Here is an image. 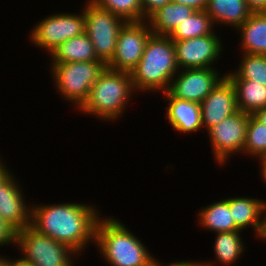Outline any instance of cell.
<instances>
[{
	"instance_id": "cell-22",
	"label": "cell",
	"mask_w": 266,
	"mask_h": 266,
	"mask_svg": "<svg viewBox=\"0 0 266 266\" xmlns=\"http://www.w3.org/2000/svg\"><path fill=\"white\" fill-rule=\"evenodd\" d=\"M234 86L238 110L253 115L266 107V86L250 80H230Z\"/></svg>"
},
{
	"instance_id": "cell-13",
	"label": "cell",
	"mask_w": 266,
	"mask_h": 266,
	"mask_svg": "<svg viewBox=\"0 0 266 266\" xmlns=\"http://www.w3.org/2000/svg\"><path fill=\"white\" fill-rule=\"evenodd\" d=\"M18 185L11 172L0 182V218L16 232L31 225V207Z\"/></svg>"
},
{
	"instance_id": "cell-14",
	"label": "cell",
	"mask_w": 266,
	"mask_h": 266,
	"mask_svg": "<svg viewBox=\"0 0 266 266\" xmlns=\"http://www.w3.org/2000/svg\"><path fill=\"white\" fill-rule=\"evenodd\" d=\"M202 125L207 131L238 111L232 82L225 76L200 104Z\"/></svg>"
},
{
	"instance_id": "cell-3",
	"label": "cell",
	"mask_w": 266,
	"mask_h": 266,
	"mask_svg": "<svg viewBox=\"0 0 266 266\" xmlns=\"http://www.w3.org/2000/svg\"><path fill=\"white\" fill-rule=\"evenodd\" d=\"M95 243L111 266H150L154 258L138 237L114 217L98 219Z\"/></svg>"
},
{
	"instance_id": "cell-23",
	"label": "cell",
	"mask_w": 266,
	"mask_h": 266,
	"mask_svg": "<svg viewBox=\"0 0 266 266\" xmlns=\"http://www.w3.org/2000/svg\"><path fill=\"white\" fill-rule=\"evenodd\" d=\"M213 24L205 10H195L189 18L178 24L169 37L173 41H180L210 35L214 33Z\"/></svg>"
},
{
	"instance_id": "cell-29",
	"label": "cell",
	"mask_w": 266,
	"mask_h": 266,
	"mask_svg": "<svg viewBox=\"0 0 266 266\" xmlns=\"http://www.w3.org/2000/svg\"><path fill=\"white\" fill-rule=\"evenodd\" d=\"M16 231L0 218V247L15 243Z\"/></svg>"
},
{
	"instance_id": "cell-11",
	"label": "cell",
	"mask_w": 266,
	"mask_h": 266,
	"mask_svg": "<svg viewBox=\"0 0 266 266\" xmlns=\"http://www.w3.org/2000/svg\"><path fill=\"white\" fill-rule=\"evenodd\" d=\"M216 68L183 69L173 77L167 92L174 98L201 104L204 98L226 76ZM179 73V74H178Z\"/></svg>"
},
{
	"instance_id": "cell-26",
	"label": "cell",
	"mask_w": 266,
	"mask_h": 266,
	"mask_svg": "<svg viewBox=\"0 0 266 266\" xmlns=\"http://www.w3.org/2000/svg\"><path fill=\"white\" fill-rule=\"evenodd\" d=\"M242 153L261 159L266 156V126L249 115L247 133Z\"/></svg>"
},
{
	"instance_id": "cell-33",
	"label": "cell",
	"mask_w": 266,
	"mask_h": 266,
	"mask_svg": "<svg viewBox=\"0 0 266 266\" xmlns=\"http://www.w3.org/2000/svg\"><path fill=\"white\" fill-rule=\"evenodd\" d=\"M253 116L262 124L266 126V107L256 111Z\"/></svg>"
},
{
	"instance_id": "cell-27",
	"label": "cell",
	"mask_w": 266,
	"mask_h": 266,
	"mask_svg": "<svg viewBox=\"0 0 266 266\" xmlns=\"http://www.w3.org/2000/svg\"><path fill=\"white\" fill-rule=\"evenodd\" d=\"M127 21H143L141 0H90Z\"/></svg>"
},
{
	"instance_id": "cell-21",
	"label": "cell",
	"mask_w": 266,
	"mask_h": 266,
	"mask_svg": "<svg viewBox=\"0 0 266 266\" xmlns=\"http://www.w3.org/2000/svg\"><path fill=\"white\" fill-rule=\"evenodd\" d=\"M198 223L206 230L217 232H232L240 230L229 208V198L214 202L199 212Z\"/></svg>"
},
{
	"instance_id": "cell-20",
	"label": "cell",
	"mask_w": 266,
	"mask_h": 266,
	"mask_svg": "<svg viewBox=\"0 0 266 266\" xmlns=\"http://www.w3.org/2000/svg\"><path fill=\"white\" fill-rule=\"evenodd\" d=\"M51 63L87 62L99 60L95 54L94 46L84 32L73 37L57 47L50 55Z\"/></svg>"
},
{
	"instance_id": "cell-12",
	"label": "cell",
	"mask_w": 266,
	"mask_h": 266,
	"mask_svg": "<svg viewBox=\"0 0 266 266\" xmlns=\"http://www.w3.org/2000/svg\"><path fill=\"white\" fill-rule=\"evenodd\" d=\"M173 42L180 70L213 67L212 63H215L223 50L222 41L215 32L206 36Z\"/></svg>"
},
{
	"instance_id": "cell-37",
	"label": "cell",
	"mask_w": 266,
	"mask_h": 266,
	"mask_svg": "<svg viewBox=\"0 0 266 266\" xmlns=\"http://www.w3.org/2000/svg\"><path fill=\"white\" fill-rule=\"evenodd\" d=\"M10 170L8 171L3 161L0 159V182L9 174Z\"/></svg>"
},
{
	"instance_id": "cell-34",
	"label": "cell",
	"mask_w": 266,
	"mask_h": 266,
	"mask_svg": "<svg viewBox=\"0 0 266 266\" xmlns=\"http://www.w3.org/2000/svg\"><path fill=\"white\" fill-rule=\"evenodd\" d=\"M8 266H32L30 263L25 261L23 258H18L12 260L11 258H8Z\"/></svg>"
},
{
	"instance_id": "cell-10",
	"label": "cell",
	"mask_w": 266,
	"mask_h": 266,
	"mask_svg": "<svg viewBox=\"0 0 266 266\" xmlns=\"http://www.w3.org/2000/svg\"><path fill=\"white\" fill-rule=\"evenodd\" d=\"M249 114L238 110L208 130L214 159L219 165L225 164L230 154L243 151ZM229 157V158H228Z\"/></svg>"
},
{
	"instance_id": "cell-17",
	"label": "cell",
	"mask_w": 266,
	"mask_h": 266,
	"mask_svg": "<svg viewBox=\"0 0 266 266\" xmlns=\"http://www.w3.org/2000/svg\"><path fill=\"white\" fill-rule=\"evenodd\" d=\"M237 32L242 39V53L266 55V12L252 13Z\"/></svg>"
},
{
	"instance_id": "cell-4",
	"label": "cell",
	"mask_w": 266,
	"mask_h": 266,
	"mask_svg": "<svg viewBox=\"0 0 266 266\" xmlns=\"http://www.w3.org/2000/svg\"><path fill=\"white\" fill-rule=\"evenodd\" d=\"M135 92L129 72L105 68L89 90L80 112L96 115L102 120L115 121L121 117Z\"/></svg>"
},
{
	"instance_id": "cell-16",
	"label": "cell",
	"mask_w": 266,
	"mask_h": 266,
	"mask_svg": "<svg viewBox=\"0 0 266 266\" xmlns=\"http://www.w3.org/2000/svg\"><path fill=\"white\" fill-rule=\"evenodd\" d=\"M205 11L215 26L222 23L236 29L252 14L245 0H208Z\"/></svg>"
},
{
	"instance_id": "cell-36",
	"label": "cell",
	"mask_w": 266,
	"mask_h": 266,
	"mask_svg": "<svg viewBox=\"0 0 266 266\" xmlns=\"http://www.w3.org/2000/svg\"><path fill=\"white\" fill-rule=\"evenodd\" d=\"M259 162H260V165L262 166L260 169L261 170L260 174H261V177H263L264 183H266V156L259 159Z\"/></svg>"
},
{
	"instance_id": "cell-32",
	"label": "cell",
	"mask_w": 266,
	"mask_h": 266,
	"mask_svg": "<svg viewBox=\"0 0 266 266\" xmlns=\"http://www.w3.org/2000/svg\"><path fill=\"white\" fill-rule=\"evenodd\" d=\"M172 1L189 7H193L195 10H205L208 2V0H172Z\"/></svg>"
},
{
	"instance_id": "cell-2",
	"label": "cell",
	"mask_w": 266,
	"mask_h": 266,
	"mask_svg": "<svg viewBox=\"0 0 266 266\" xmlns=\"http://www.w3.org/2000/svg\"><path fill=\"white\" fill-rule=\"evenodd\" d=\"M179 70L173 40L169 36L152 33L140 61L130 73L134 90L167 92Z\"/></svg>"
},
{
	"instance_id": "cell-6",
	"label": "cell",
	"mask_w": 266,
	"mask_h": 266,
	"mask_svg": "<svg viewBox=\"0 0 266 266\" xmlns=\"http://www.w3.org/2000/svg\"><path fill=\"white\" fill-rule=\"evenodd\" d=\"M15 245L24 255L21 258L32 266H72L73 257L79 255L69 246L39 233L31 225L16 232Z\"/></svg>"
},
{
	"instance_id": "cell-7",
	"label": "cell",
	"mask_w": 266,
	"mask_h": 266,
	"mask_svg": "<svg viewBox=\"0 0 266 266\" xmlns=\"http://www.w3.org/2000/svg\"><path fill=\"white\" fill-rule=\"evenodd\" d=\"M84 5L85 33L97 58L107 65L113 58L118 33L126 21L90 0Z\"/></svg>"
},
{
	"instance_id": "cell-24",
	"label": "cell",
	"mask_w": 266,
	"mask_h": 266,
	"mask_svg": "<svg viewBox=\"0 0 266 266\" xmlns=\"http://www.w3.org/2000/svg\"><path fill=\"white\" fill-rule=\"evenodd\" d=\"M242 230L232 232H217L214 243L216 259L223 265L230 266L236 262L245 251L244 242L240 237Z\"/></svg>"
},
{
	"instance_id": "cell-39",
	"label": "cell",
	"mask_w": 266,
	"mask_h": 266,
	"mask_svg": "<svg viewBox=\"0 0 266 266\" xmlns=\"http://www.w3.org/2000/svg\"><path fill=\"white\" fill-rule=\"evenodd\" d=\"M259 238H262L263 240H266V235H259Z\"/></svg>"
},
{
	"instance_id": "cell-35",
	"label": "cell",
	"mask_w": 266,
	"mask_h": 266,
	"mask_svg": "<svg viewBox=\"0 0 266 266\" xmlns=\"http://www.w3.org/2000/svg\"><path fill=\"white\" fill-rule=\"evenodd\" d=\"M259 235H266V202H263L262 230Z\"/></svg>"
},
{
	"instance_id": "cell-8",
	"label": "cell",
	"mask_w": 266,
	"mask_h": 266,
	"mask_svg": "<svg viewBox=\"0 0 266 266\" xmlns=\"http://www.w3.org/2000/svg\"><path fill=\"white\" fill-rule=\"evenodd\" d=\"M34 26L30 32L32 43L51 55L61 44L85 32L84 10L80 14H53Z\"/></svg>"
},
{
	"instance_id": "cell-25",
	"label": "cell",
	"mask_w": 266,
	"mask_h": 266,
	"mask_svg": "<svg viewBox=\"0 0 266 266\" xmlns=\"http://www.w3.org/2000/svg\"><path fill=\"white\" fill-rule=\"evenodd\" d=\"M238 69L225 74L229 80H250L266 86V55L242 54Z\"/></svg>"
},
{
	"instance_id": "cell-1",
	"label": "cell",
	"mask_w": 266,
	"mask_h": 266,
	"mask_svg": "<svg viewBox=\"0 0 266 266\" xmlns=\"http://www.w3.org/2000/svg\"><path fill=\"white\" fill-rule=\"evenodd\" d=\"M95 208L69 202L34 204L31 207V226L80 254L89 241L95 242L96 225L101 216Z\"/></svg>"
},
{
	"instance_id": "cell-18",
	"label": "cell",
	"mask_w": 266,
	"mask_h": 266,
	"mask_svg": "<svg viewBox=\"0 0 266 266\" xmlns=\"http://www.w3.org/2000/svg\"><path fill=\"white\" fill-rule=\"evenodd\" d=\"M263 200L248 197L229 198V208L236 226L243 230L250 227L256 236L262 230Z\"/></svg>"
},
{
	"instance_id": "cell-9",
	"label": "cell",
	"mask_w": 266,
	"mask_h": 266,
	"mask_svg": "<svg viewBox=\"0 0 266 266\" xmlns=\"http://www.w3.org/2000/svg\"><path fill=\"white\" fill-rule=\"evenodd\" d=\"M151 34L147 20L125 22L118 33L115 52L107 68L131 73L140 61Z\"/></svg>"
},
{
	"instance_id": "cell-38",
	"label": "cell",
	"mask_w": 266,
	"mask_h": 266,
	"mask_svg": "<svg viewBox=\"0 0 266 266\" xmlns=\"http://www.w3.org/2000/svg\"><path fill=\"white\" fill-rule=\"evenodd\" d=\"M0 266H8V258L0 255Z\"/></svg>"
},
{
	"instance_id": "cell-19",
	"label": "cell",
	"mask_w": 266,
	"mask_h": 266,
	"mask_svg": "<svg viewBox=\"0 0 266 266\" xmlns=\"http://www.w3.org/2000/svg\"><path fill=\"white\" fill-rule=\"evenodd\" d=\"M194 11L193 7L171 1L154 12L147 21L153 34L169 36Z\"/></svg>"
},
{
	"instance_id": "cell-15",
	"label": "cell",
	"mask_w": 266,
	"mask_h": 266,
	"mask_svg": "<svg viewBox=\"0 0 266 266\" xmlns=\"http://www.w3.org/2000/svg\"><path fill=\"white\" fill-rule=\"evenodd\" d=\"M169 102L166 115L169 123L179 133H191L201 130L202 117L200 104L172 97L168 92L163 93Z\"/></svg>"
},
{
	"instance_id": "cell-30",
	"label": "cell",
	"mask_w": 266,
	"mask_h": 266,
	"mask_svg": "<svg viewBox=\"0 0 266 266\" xmlns=\"http://www.w3.org/2000/svg\"><path fill=\"white\" fill-rule=\"evenodd\" d=\"M214 261L213 262H192V261H182V262H174V263H168L167 265L161 264L158 259L156 261L155 257L152 259L151 265L150 266H214Z\"/></svg>"
},
{
	"instance_id": "cell-5",
	"label": "cell",
	"mask_w": 266,
	"mask_h": 266,
	"mask_svg": "<svg viewBox=\"0 0 266 266\" xmlns=\"http://www.w3.org/2000/svg\"><path fill=\"white\" fill-rule=\"evenodd\" d=\"M50 64L57 91L77 108L84 104L92 85L107 67L101 60Z\"/></svg>"
},
{
	"instance_id": "cell-31",
	"label": "cell",
	"mask_w": 266,
	"mask_h": 266,
	"mask_svg": "<svg viewBox=\"0 0 266 266\" xmlns=\"http://www.w3.org/2000/svg\"><path fill=\"white\" fill-rule=\"evenodd\" d=\"M252 13L266 12V0H245Z\"/></svg>"
},
{
	"instance_id": "cell-28",
	"label": "cell",
	"mask_w": 266,
	"mask_h": 266,
	"mask_svg": "<svg viewBox=\"0 0 266 266\" xmlns=\"http://www.w3.org/2000/svg\"><path fill=\"white\" fill-rule=\"evenodd\" d=\"M172 0H141L143 20H147L154 12L170 3Z\"/></svg>"
}]
</instances>
